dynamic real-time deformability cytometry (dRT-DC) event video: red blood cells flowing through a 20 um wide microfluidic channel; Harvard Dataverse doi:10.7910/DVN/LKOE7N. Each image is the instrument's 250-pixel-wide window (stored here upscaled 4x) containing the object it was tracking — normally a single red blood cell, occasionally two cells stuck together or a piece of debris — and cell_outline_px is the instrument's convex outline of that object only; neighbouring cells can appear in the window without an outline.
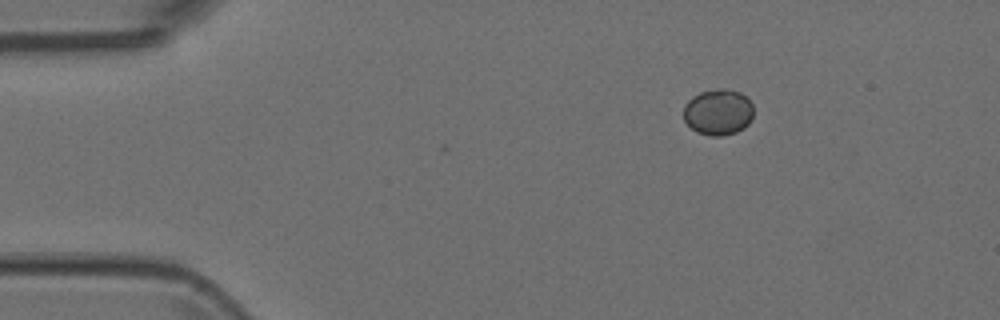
{"species": "Egyptian fruit bat (a non-hibernating species)", "species_latin": "Rousettus aegyptiacus", "temperature_condition": "room temperature", "stored_images_in_passage": 3, "camera_frame_rate_fps": 3000, "um_per_image_px": 0.085, "animal": {"sex": "female"}, "frame": {"image": 1, "passage_image": 1, "time_ms": 0.0, "image_size_px": [1000, 320], "cell_outline_px": [[752, 120], [744, 128], [736, 132], [720, 136], [712, 136], [696, 132], [684, 120], [684, 104], [692, 96], [700, 92], [716, 88], [724, 88], [740, 92], [752, 104]], "centroid_in_image_um": [61.03, 9.52], "position_along_channel_um": 24.0, "area_um2": 18.84}}